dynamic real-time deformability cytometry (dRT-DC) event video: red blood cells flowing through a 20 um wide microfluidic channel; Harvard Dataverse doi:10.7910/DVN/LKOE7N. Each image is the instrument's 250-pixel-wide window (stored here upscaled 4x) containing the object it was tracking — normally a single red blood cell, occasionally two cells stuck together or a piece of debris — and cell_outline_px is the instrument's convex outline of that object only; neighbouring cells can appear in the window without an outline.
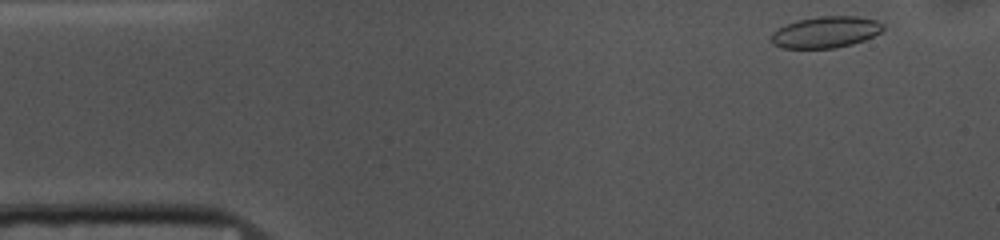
{"species": "common noctule bat (a hibernating species)", "species_latin": "Nyctalus noctula", "temperature_condition": "cold", "stored_images_in_passage": 49, "camera_frame_rate_fps": 3000, "um_per_image_px": 0.085, "animal": {"sex": "female", "body_mass_g": 10.0, "forearm_length_mm": 53.1}, "frame": {"image": 1, "passage_image": 1, "time_ms": 0.0, "image_size_px": [1000, 240], "cell_outline_px": [[884, 28], [880, 32], [864, 40], [852, 44], [836, 48], [780, 48], [772, 44], [772, 32], [788, 24], [800, 20], [820, 16], [856, 16], [876, 20], [884, 24]], "centroid_in_image_um": [70.2, 2.74], "position_along_channel_um": 14.8, "area_um2": 20.29}}
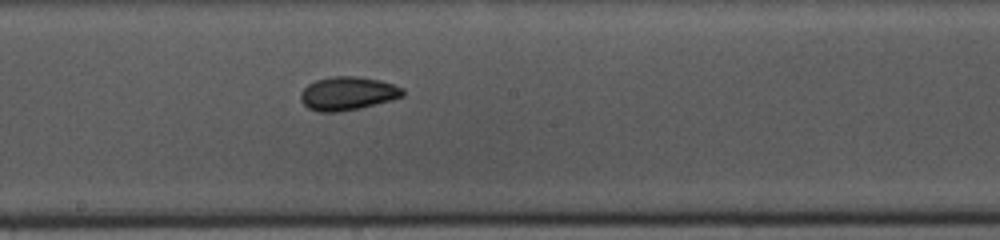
{"frame": {"image": 2, "passage_image": 24, "time_ms": 7.667, "image_size_px": [1000, 240], "cell_outline_px": [[404, 96], [392, 100], [360, 108], [340, 112], [320, 112], [308, 108], [300, 100], [300, 92], [308, 84], [316, 80], [332, 76], [356, 76], [380, 80], [404, 88]], "centroid_in_image_um": [29.55, 7.94], "position_along_channel_um": 218.6, "area_um2": 20.06}}
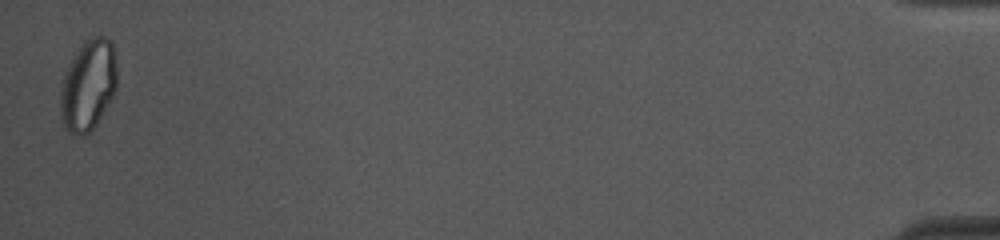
{"frame": {"image": 3, "passage_image": 49, "time_ms": 16.0, "image_size_px": [1000, 240], "cell_outline_px": [[116, 88], [112, 96], [96, 124], [84, 136], [68, 132], [64, 128], [60, 112], [60, 92], [64, 72], [76, 52], [84, 40], [92, 36], [104, 36], [112, 40], [116, 60]], "centroid_in_image_um": [7.48, 7.21], "position_along_channel_um": 427.7, "area_um2": 30.0}, "authors_computed_cell_mechanics": {"area_um2": 20.23, "velocity_mm_per_s": 3.7081, "shape_relaxation_time_tau1_ms": 6.4747, "shape_relaxation_time_tau2_ms": 2.4826, "deformation_change_tau1": 0.1221, "deformation_change_tau2": 0.0524}}